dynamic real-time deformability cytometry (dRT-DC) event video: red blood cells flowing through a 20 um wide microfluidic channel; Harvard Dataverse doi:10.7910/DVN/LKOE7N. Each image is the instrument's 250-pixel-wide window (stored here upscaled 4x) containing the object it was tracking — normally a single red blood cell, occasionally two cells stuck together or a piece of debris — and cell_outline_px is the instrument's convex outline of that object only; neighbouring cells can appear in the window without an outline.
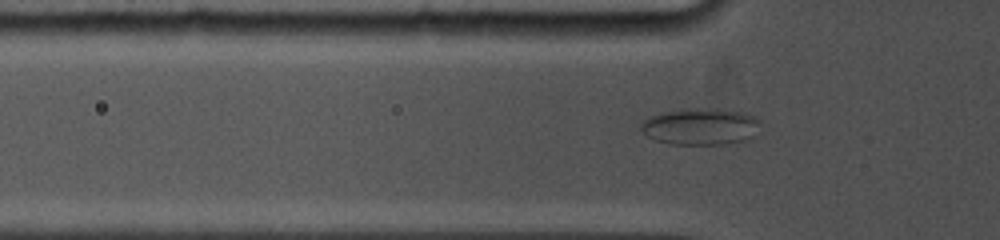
{"species": "common noctule bat (a hibernating species)", "species_latin": "Nyctalus noctula", "temperature_condition": "cold", "stored_images_in_passage": 59, "segment_of_instrument_passage": [1, 2], "camera_frame_rate_fps": 5000, "um_per_image_px": 0.085, "animal": {"sex": "female", "body_mass_g": 19.0, "forearm_length_mm": 53.3}, "frame": {"image": 1, "passage_image": 15, "time_ms": 3.0, "image_size_px": [1000, 240], "cell_outline_px": [[760, 120], [752, 136], [744, 140], [724, 144], [672, 144], [656, 140], [648, 136], [640, 128], [640, 124], [644, 120], [652, 116], [664, 112], [688, 108], [720, 108], [740, 112], [752, 116]], "centroid_in_image_um": [59.51, 10.74], "position_along_channel_um": 66.3, "area_um2": 25.14}}
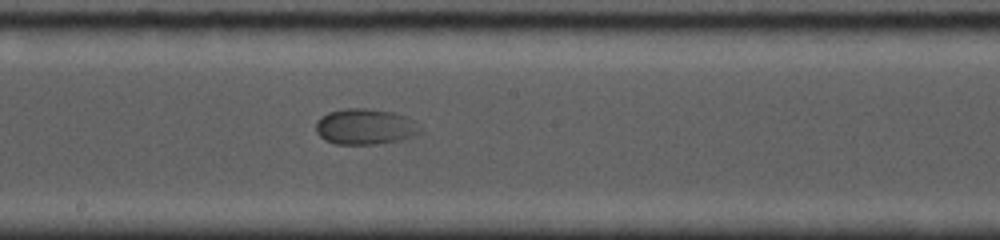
{"frame": {"image": 2, "passage_image": 33, "time_ms": 7.0, "image_size_px": [1000, 240], "cell_outline_px": [[424, 132], [404, 140], [376, 144], [336, 144], [324, 140], [316, 132], [316, 120], [320, 116], [328, 112], [344, 108], [364, 108], [392, 112], [408, 116], [416, 120], [424, 128]], "centroid_in_image_um": [31.11, 10.77], "position_along_channel_um": 217.1, "area_um2": 22.43}}
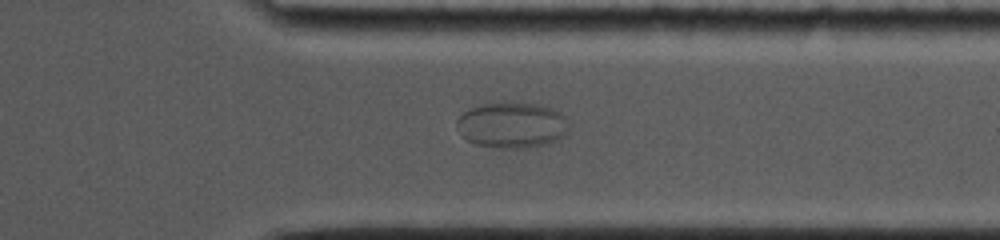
{"frame": {"image": 3, "passage_image": 51, "time_ms": 11.0, "image_size_px": [1000, 240], "cell_outline_px": [[568, 132], [564, 136], [548, 144], [516, 148], [496, 148], [476, 144], [468, 140], [460, 132], [456, 124], [456, 120], [464, 112], [480, 104], [536, 104], [552, 108], [564, 116], [568, 124]], "centroid_in_image_um": [43.53, 10.66], "position_along_channel_um": 367.9, "area_um2": 29.36}}